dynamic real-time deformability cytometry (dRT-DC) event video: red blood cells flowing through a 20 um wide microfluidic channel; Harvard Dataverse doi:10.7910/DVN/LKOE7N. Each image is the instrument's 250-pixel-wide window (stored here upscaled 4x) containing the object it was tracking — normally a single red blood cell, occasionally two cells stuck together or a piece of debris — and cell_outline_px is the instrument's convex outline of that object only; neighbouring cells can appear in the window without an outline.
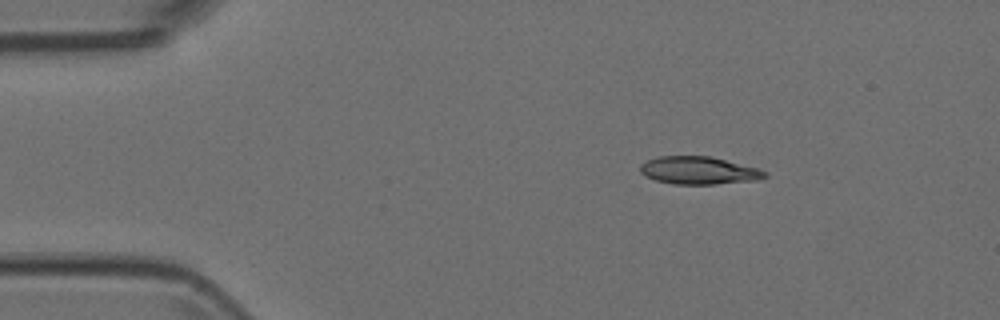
{"species": "Egyptian fruit bat (a non-hibernating species)", "species_latin": "Rousettus aegyptiacus", "temperature_condition": "room temperature", "stored_images_in_passage": 3, "camera_frame_rate_fps": 3000, "um_per_image_px": 0.085, "animal": {"sex": "female"}, "frame": {"image": 1, "passage_image": 1, "time_ms": 0.0, "image_size_px": [1000, 320], "cell_outline_px": [[768, 176], [756, 180], [716, 184], [672, 184], [656, 180], [644, 176], [640, 172], [640, 164], [648, 160], [660, 156], [712, 156], [756, 168], [768, 172]], "centroid_in_image_um": [59.38, 14.49], "position_along_channel_um": 25.6, "area_um2": 20.11}}
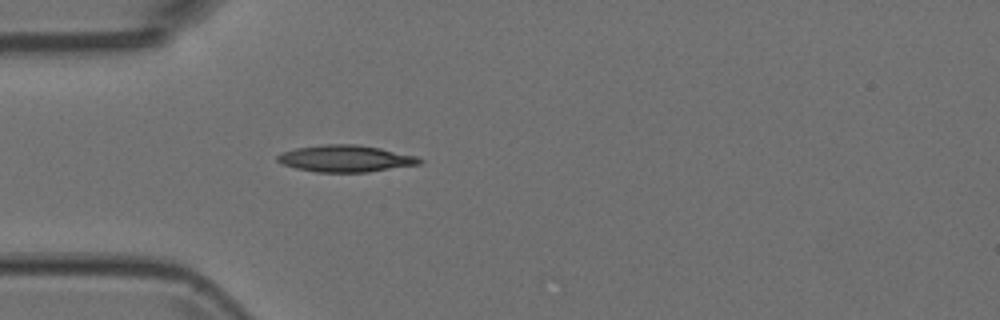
{"frame": {"image": 2, "passage_image": 3, "time_ms": 0.667, "image_size_px": [1000, 320], "cell_outline_px": [[424, 160], [420, 164], [368, 172], [316, 172], [296, 168], [284, 164], [276, 160], [276, 156], [284, 152], [296, 148], [324, 144], [356, 144], [380, 148], [416, 156]], "centroid_in_image_um": [29.39, 13.48], "position_along_channel_um": 55.6, "area_um2": 22.02}}